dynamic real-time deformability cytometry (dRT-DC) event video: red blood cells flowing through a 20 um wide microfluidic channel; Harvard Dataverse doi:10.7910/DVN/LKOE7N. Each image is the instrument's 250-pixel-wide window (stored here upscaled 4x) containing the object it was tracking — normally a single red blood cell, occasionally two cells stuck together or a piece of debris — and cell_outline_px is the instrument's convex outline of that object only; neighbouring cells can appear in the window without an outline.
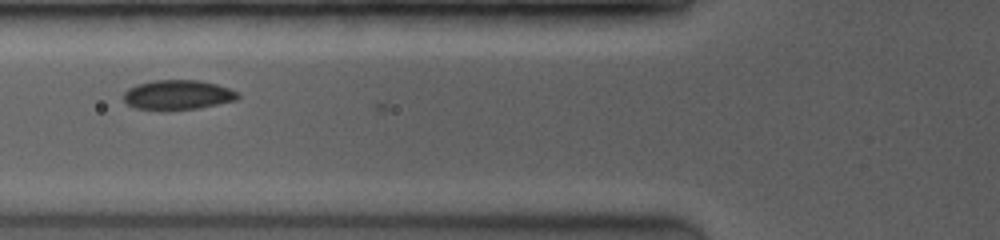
{"species": "common noctule bat (a hibernating species)", "species_latin": "Nyctalus noctula", "temperature_condition": "room temperature", "stored_images_in_passage": 9, "camera_frame_rate_fps": 3500, "um_per_image_px": 0.085, "animal": {"sex": "female", "body_mass_g": 19.0, "forearm_length_mm": 53.3}, "frame": {"image": 1, "passage_image": 7, "time_ms": 3.143, "image_size_px": [1000, 240], "cell_outline_px": [[240, 96], [236, 100], [196, 108], [164, 112], [160, 112], [136, 108], [128, 104], [124, 100], [124, 92], [128, 88], [136, 84], [152, 80], [200, 80], [216, 84], [228, 88], [236, 92]], "centroid_in_image_um": [15.05, 8.08], "position_along_channel_um": 110.8, "area_um2": 20.06}}